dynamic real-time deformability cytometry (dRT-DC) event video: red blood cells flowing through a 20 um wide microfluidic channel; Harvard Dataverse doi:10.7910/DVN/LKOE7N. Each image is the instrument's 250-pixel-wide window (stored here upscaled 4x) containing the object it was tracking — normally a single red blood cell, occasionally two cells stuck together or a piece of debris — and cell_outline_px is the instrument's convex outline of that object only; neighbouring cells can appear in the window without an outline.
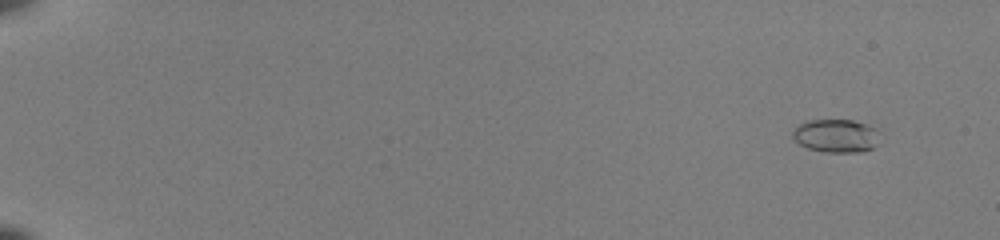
{"species": "common noctule bat (a hibernating species)", "species_latin": "Nyctalus noctula", "temperature_condition": "room temperature", "stored_images_in_passage": 55, "camera_frame_rate_fps": 3000, "um_per_image_px": 0.085, "animal": {"sex": "female", "body_mass_g": 22.0, "forearm_length_mm": 56.7}, "frame": {"image": 1, "passage_image": 5, "time_ms": 1.333, "image_size_px": [1000, 240], "cell_outline_px": [[876, 144], [872, 148], [864, 152], [824, 152], [808, 148], [800, 144], [792, 136], [792, 132], [796, 124], [808, 120], [852, 120], [868, 124], [876, 128]], "centroid_in_image_um": [71.02, 11.53], "position_along_channel_um": 14.0, "area_um2": 16.88}}
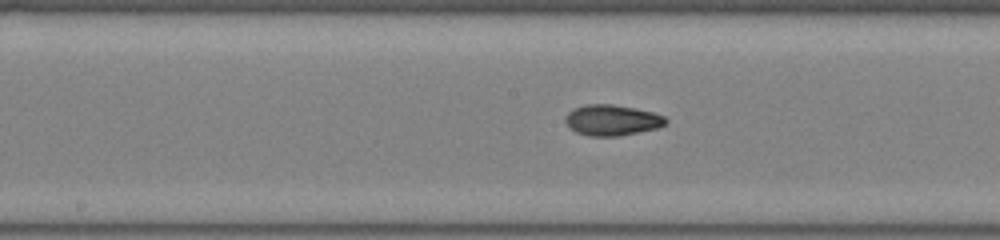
{"frame": {"image": 2, "passage_image": 32, "time_ms": 10.333, "image_size_px": [1000, 240], "cell_outline_px": [[668, 120], [664, 124], [656, 128], [620, 136], [588, 136], [576, 132], [564, 120], [564, 116], [572, 108], [584, 104], [612, 104], [636, 108], [652, 112], [664, 116]], "centroid_in_image_um": [51.98, 10.2], "position_along_channel_um": 196.2, "area_um2": 18.03}}
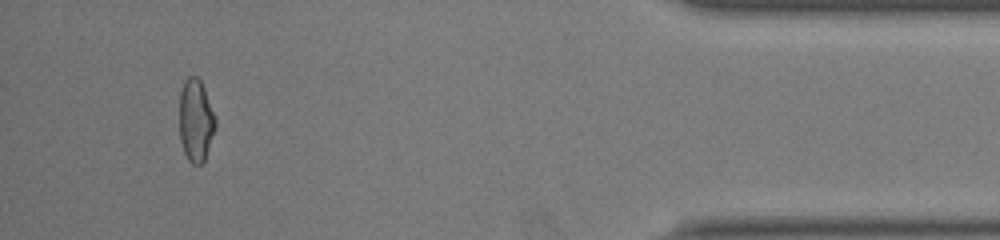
{"frame": {"image": 3, "passage_image": 52, "time_ms": 17.0, "image_size_px": [1000, 240], "cell_outline_px": [[216, 128], [204, 160], [200, 164], [192, 164], [188, 160], [184, 152], [180, 140], [180, 92], [184, 80], [188, 76], [196, 76], [200, 80], [204, 88], [216, 116]], "centroid_in_image_um": [16.65, 10.22], "position_along_channel_um": 418.6, "area_um2": 17.4}, "authors_computed_cell_mechanics": {"area_um2": 17.2244, "velocity_mm_per_s": 4.0236, "shape_relaxation_time_tau1_ms": 11.0115, "shape_relaxation_time_tau2_ms": 1.7325, "deformation_change_tau1": 0.2803, "deformation_change_tau2": 0.0649}}